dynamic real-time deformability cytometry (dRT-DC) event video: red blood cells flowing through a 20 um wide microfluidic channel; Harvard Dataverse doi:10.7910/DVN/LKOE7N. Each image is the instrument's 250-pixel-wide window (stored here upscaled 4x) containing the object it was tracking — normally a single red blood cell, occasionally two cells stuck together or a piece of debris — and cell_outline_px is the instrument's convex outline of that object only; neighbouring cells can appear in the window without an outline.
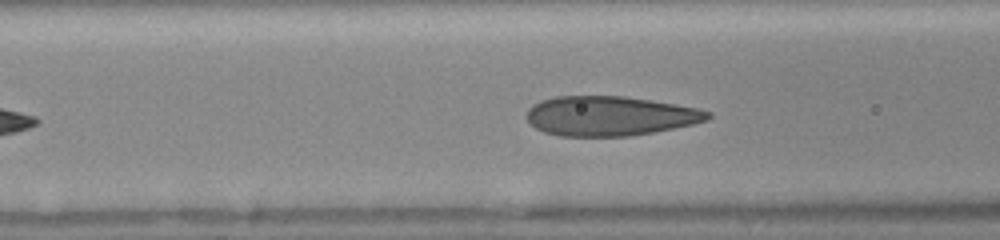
{"species": "human", "species_latin": "Homo sapiens", "temperature_condition": "room temperature", "stored_images_in_passage": 32, "camera_frame_rate_fps": 3000, "um_per_image_px": 0.085, "donor": {"sex": "female"}, "frame": {"image": 1, "passage_image": 10, "time_ms": 3.0, "image_size_px": [1000, 240], "cell_outline_px": [[712, 116], [708, 120], [692, 124], [652, 132], [628, 136], [560, 136], [544, 132], [536, 128], [524, 116], [528, 108], [532, 104], [540, 100], [556, 96], [624, 96], [652, 100], [700, 108], [712, 112]], "centroid_in_image_um": [51.83, 9.84], "position_along_channel_um": 114.8, "area_um2": 42.02}}
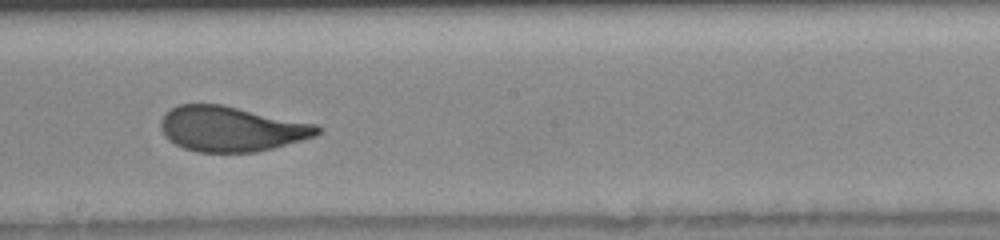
{"frame": {"image": 2, "passage_image": 18, "time_ms": 5.667, "image_size_px": [1000, 240], "cell_outline_px": [[324, 128], [316, 136], [272, 148], [256, 152], [196, 152], [184, 148], [168, 140], [164, 136], [160, 128], [160, 120], [164, 112], [180, 104], [220, 104], [316, 124]], "centroid_in_image_um": [19.63, 10.95], "position_along_channel_um": 228.6, "area_um2": 41.21}}
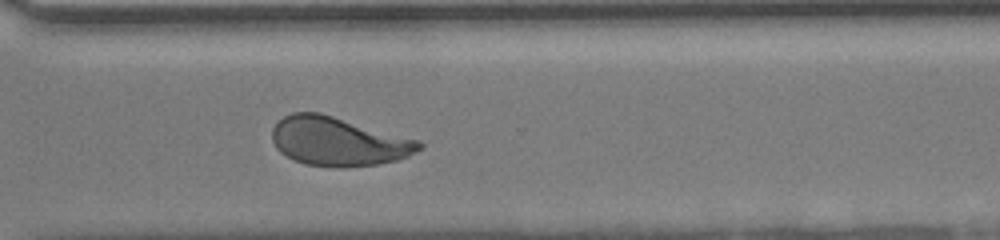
{"frame": {"image": 3, "passage_image": 26, "time_ms": 8.333, "image_size_px": [1000, 240], "cell_outline_px": [[424, 148], [408, 156], [396, 160], [376, 164], [304, 164], [280, 152], [276, 148], [272, 140], [272, 128], [284, 116], [292, 112], [320, 112], [420, 140], [424, 144]], "centroid_in_image_um": [28.77, 11.96], "position_along_channel_um": 341.8, "area_um2": 40.92}}